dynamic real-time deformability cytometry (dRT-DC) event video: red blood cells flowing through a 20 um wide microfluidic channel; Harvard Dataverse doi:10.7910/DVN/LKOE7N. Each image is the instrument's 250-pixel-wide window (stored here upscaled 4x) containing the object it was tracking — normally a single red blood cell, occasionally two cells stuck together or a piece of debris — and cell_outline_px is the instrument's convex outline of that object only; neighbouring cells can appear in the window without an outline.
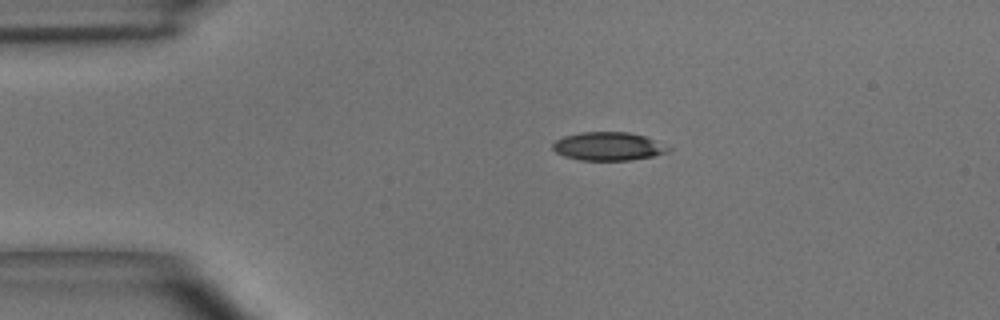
{"species": "common noctule bat (a hibernating species)", "species_latin": "Nyctalus noctula", "temperature_condition": "room temperature", "stored_images_in_passage": 44, "camera_frame_rate_fps": 3000, "um_per_image_px": 0.085, "animal": {"sex": "male", "body_mass_g": 15.6}, "frame": {"image": 1, "passage_image": 1, "time_ms": 0.0, "image_size_px": [1000, 320], "cell_outline_px": [[672, 148], [668, 152], [652, 156], [628, 160], [580, 160], [564, 156], [556, 152], [552, 148], [552, 144], [556, 140], [564, 136], [580, 132], [628, 132], [644, 136]], "centroid_in_image_um": [51.67, 12.43], "position_along_channel_um": 33.3, "area_um2": 18.96}}
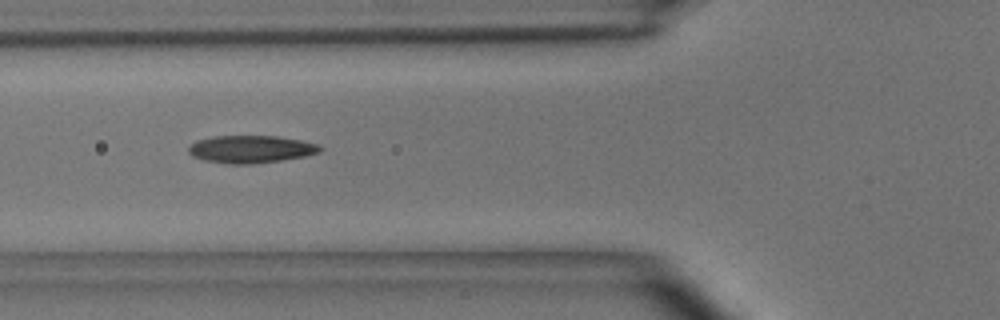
{"frame": {"image": 2, "passage_image": 10, "time_ms": 3.0, "image_size_px": [1000, 320], "cell_outline_px": [[324, 148], [320, 152], [304, 156], [280, 160], [252, 164], [228, 164], [204, 160], [192, 156], [188, 152], [188, 148], [196, 140], [212, 136], [276, 136], [300, 140], [316, 144]], "centroid_in_image_um": [21.29, 12.68], "position_along_channel_um": 104.5, "area_um2": 21.04}}
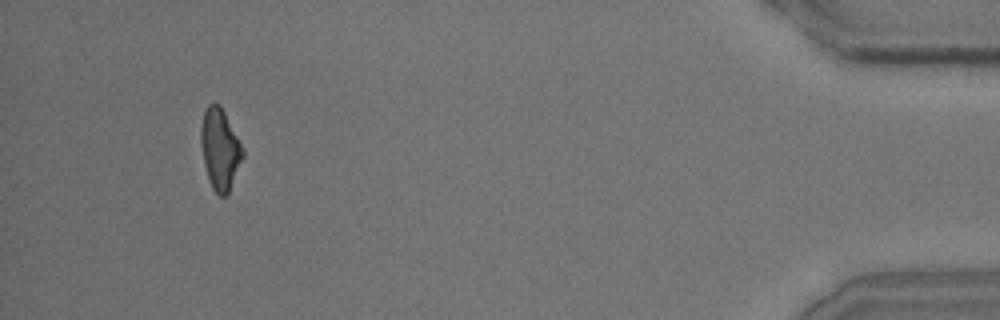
{"frame": {"image": 3, "passage_image": 41, "time_ms": 13.333, "image_size_px": [1000, 320], "cell_outline_px": [[244, 156], [228, 192], [224, 196], [220, 196], [212, 188], [208, 180], [204, 164], [200, 140], [200, 128], [204, 112], [208, 104], [220, 104], [244, 152]], "centroid_in_image_um": [18.67, 12.68], "position_along_channel_um": 416.5, "area_um2": 19.36}, "authors_computed_cell_mechanics": {"area_um2": 20.2878, "velocity_mm_per_s": 3.6949, "shape_relaxation_time_tau1_ms": 5.2722, "shape_relaxation_time_tau2_ms": 2.5126, "deformation_change_tau1": 0.175, "deformation_change_tau2": 0.1088}}